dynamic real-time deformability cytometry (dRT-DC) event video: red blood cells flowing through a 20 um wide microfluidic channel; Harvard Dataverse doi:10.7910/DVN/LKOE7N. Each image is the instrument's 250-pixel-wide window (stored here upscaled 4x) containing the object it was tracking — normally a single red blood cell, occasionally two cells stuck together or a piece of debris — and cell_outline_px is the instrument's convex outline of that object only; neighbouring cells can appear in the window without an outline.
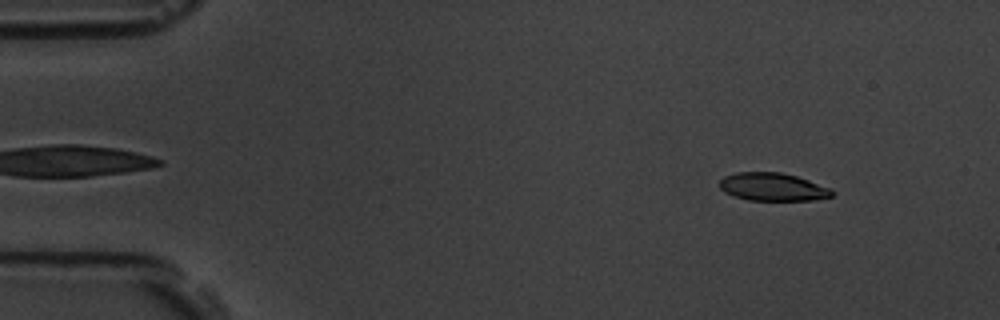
{"species": "common noctule bat (a hibernating species)", "species_latin": "Nyctalus noctula", "temperature_condition": "room temperature", "stored_images_in_passage": 4, "camera_frame_rate_fps": 3000, "um_per_image_px": 0.085, "animal": {"sex": "male", "body_mass_g": 19.5, "forearm_length_mm": 54.6}, "frame": {"image": 1, "passage_image": 1, "time_ms": 0.0, "image_size_px": [1000, 320], "cell_outline_px": [[836, 192], [832, 196], [812, 200], [748, 200], [724, 192], [720, 188], [720, 180], [724, 176], [736, 172], [780, 172], [796, 176], [832, 188]], "centroid_in_image_um": [65.7, 15.88], "position_along_channel_um": 19.3, "area_um2": 18.32}}
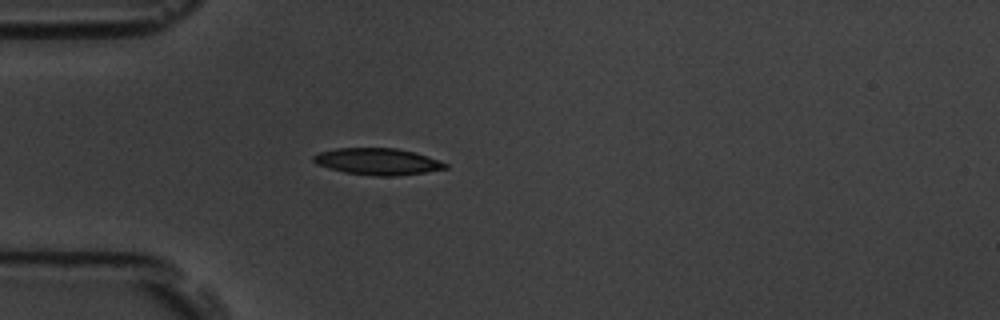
{"frame": {"image": 2, "passage_image": 4, "time_ms": 3.333, "image_size_px": [1000, 320], "cell_outline_px": [[448, 168], [424, 172], [396, 176], [376, 176], [344, 172], [316, 164], [312, 160], [312, 156], [316, 152], [336, 148], [396, 148], [412, 152], [448, 164]], "centroid_in_image_um": [32.01, 13.73], "position_along_channel_um": 53.0, "area_um2": 20.29}}